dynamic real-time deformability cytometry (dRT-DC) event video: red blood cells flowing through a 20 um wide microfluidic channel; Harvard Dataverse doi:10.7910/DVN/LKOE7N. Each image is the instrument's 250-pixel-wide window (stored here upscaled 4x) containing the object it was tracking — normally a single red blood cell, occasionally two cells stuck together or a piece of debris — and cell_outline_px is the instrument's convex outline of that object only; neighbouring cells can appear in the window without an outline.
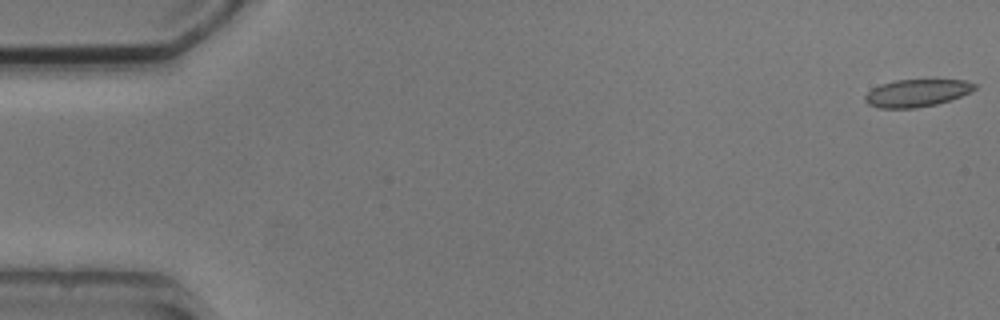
{"species": "common noctule bat (a hibernating species)", "species_latin": "Nyctalus noctula", "temperature_condition": "cold", "stored_images_in_passage": 6, "camera_frame_rate_fps": 3000, "um_per_image_px": 0.085, "animal": {"sex": "male", "body_mass_g": 20.5, "forearm_length_mm": 52.5}, "frame": {"image": 1, "passage_image": 1, "time_ms": 0.0, "image_size_px": [1000, 320], "cell_outline_px": [[976, 88], [960, 96], [936, 104], [916, 108], [880, 108], [868, 104], [864, 100], [864, 96], [872, 88], [880, 84], [896, 80], [964, 80], [976, 84]], "centroid_in_image_um": [77.88, 7.9], "position_along_channel_um": 7.1, "area_um2": 17.34}}
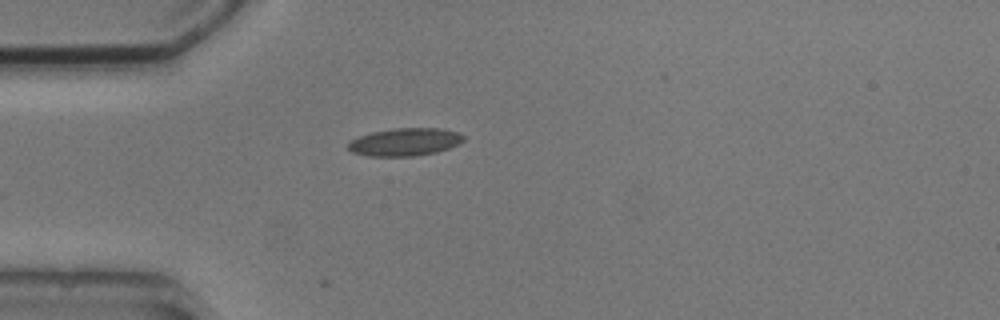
{"frame": {"image": 2, "passage_image": 5, "time_ms": 4.667, "image_size_px": [1000, 320], "cell_outline_px": [[464, 140], [460, 144], [436, 152], [412, 156], [368, 156], [352, 152], [348, 148], [348, 140], [372, 132], [392, 128], [440, 128], [460, 132], [464, 136]], "centroid_in_image_um": [34.42, 12.06], "position_along_channel_um": 50.6, "area_um2": 18.79}}